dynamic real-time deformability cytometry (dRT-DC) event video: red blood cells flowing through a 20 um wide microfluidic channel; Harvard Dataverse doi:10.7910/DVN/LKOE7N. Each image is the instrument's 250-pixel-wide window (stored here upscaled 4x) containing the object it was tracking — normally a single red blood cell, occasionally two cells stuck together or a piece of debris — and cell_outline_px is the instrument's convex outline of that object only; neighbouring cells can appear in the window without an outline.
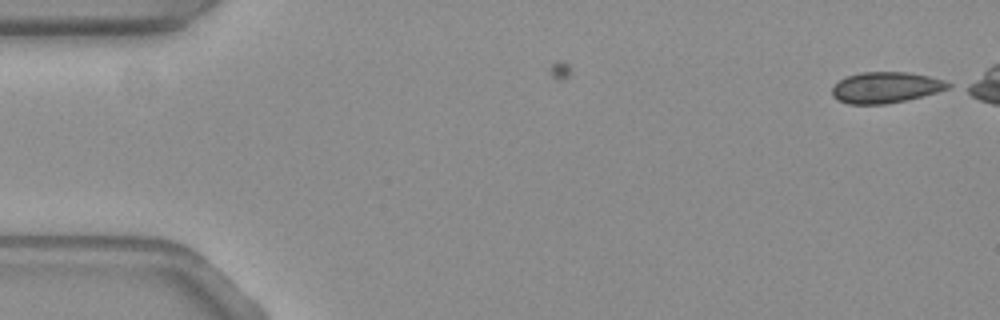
{"species": "common noctule bat (a hibernating species)", "species_latin": "Nyctalus noctula", "temperature_condition": "warm", "stored_images_in_passage": 7, "camera_frame_rate_fps": 3000, "um_per_image_px": 0.085, "animal": {"sex": "female", "body_mass_g": 19.3, "forearm_length_mm": 54.1}, "frame": {"image": 1, "passage_image": 7, "time_ms": 2.0, "image_size_px": [1000, 320], "cell_outline_px": [[952, 84], [948, 88], [936, 92], [888, 104], [848, 104], [832, 96], [832, 84], [844, 76], [860, 72], [908, 72], [928, 76], [944, 80]], "centroid_in_image_um": [75.22, 7.42], "position_along_channel_um": 9.8, "area_um2": 20.98}}